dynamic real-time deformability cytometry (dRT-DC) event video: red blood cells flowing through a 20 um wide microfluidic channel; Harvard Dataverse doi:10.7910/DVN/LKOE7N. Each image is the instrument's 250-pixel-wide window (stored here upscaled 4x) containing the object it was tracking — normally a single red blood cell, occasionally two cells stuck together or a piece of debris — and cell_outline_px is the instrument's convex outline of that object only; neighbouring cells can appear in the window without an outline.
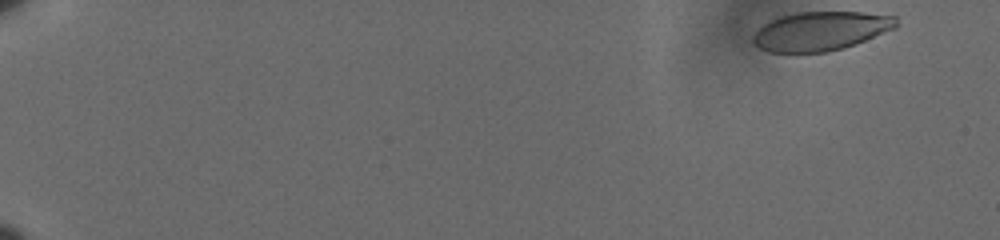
{"species": "human", "species_latin": "Homo sapiens", "temperature_condition": "cold", "stored_images_in_passage": 57, "camera_frame_rate_fps": 3000, "um_per_image_px": 0.085, "donor": {"sex": "male"}, "frame": {"image": 1, "passage_image": 1, "time_ms": 0.0, "image_size_px": [1000, 240], "cell_outline_px": [[896, 28], [856, 44], [844, 48], [824, 52], [768, 52], [760, 48], [752, 40], [752, 36], [768, 20], [780, 16], [800, 12], [860, 12], [896, 16]], "centroid_in_image_um": [69.76, 2.64], "position_along_channel_um": 15.2, "area_um2": 32.43}}
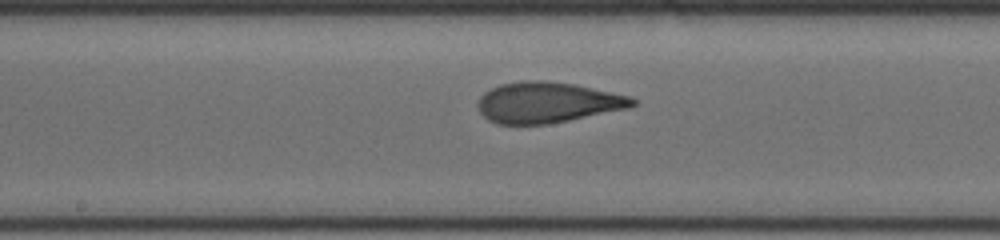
{"frame": {"image": 2, "passage_image": 32, "time_ms": 10.333, "image_size_px": [1000, 240], "cell_outline_px": [[636, 104], [628, 108], [548, 124], [496, 124], [488, 120], [480, 112], [476, 104], [480, 96], [484, 92], [500, 84], [520, 80], [544, 80], [572, 84], [632, 96], [636, 100]], "centroid_in_image_um": [46.49, 8.7], "position_along_channel_um": 201.7, "area_um2": 36.7}}
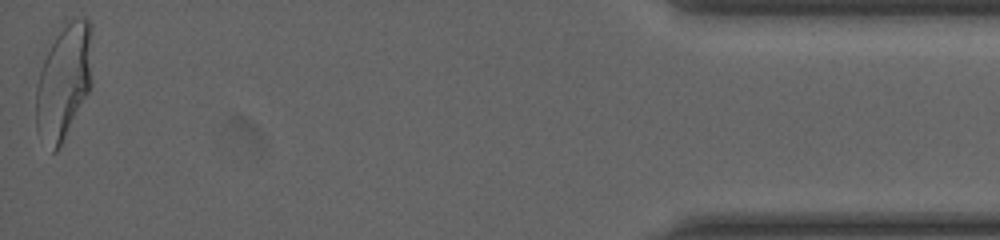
{"frame": {"image": 3, "passage_image": 57, "time_ms": 18.667, "image_size_px": [1000, 240], "cell_outline_px": [[92, 84], [88, 92], [56, 152], [52, 152], [36, 128], [36, 84], [44, 60], [52, 44], [60, 32], [72, 20], [88, 20], [92, 24]], "centroid_in_image_um": [5.44, 6.95], "position_along_channel_um": 429.8, "area_um2": 36.76}, "authors_computed_cell_mechanics": {"area_um2": 36.2406, "velocity_mm_per_s": 3.6047, "shape_relaxation_time_tau1_ms": 5.6431, "shape_relaxation_time_tau2_ms": 0.8781, "deformation_change_tau1": 0.2058, "deformation_change_tau2": 0.0726}}